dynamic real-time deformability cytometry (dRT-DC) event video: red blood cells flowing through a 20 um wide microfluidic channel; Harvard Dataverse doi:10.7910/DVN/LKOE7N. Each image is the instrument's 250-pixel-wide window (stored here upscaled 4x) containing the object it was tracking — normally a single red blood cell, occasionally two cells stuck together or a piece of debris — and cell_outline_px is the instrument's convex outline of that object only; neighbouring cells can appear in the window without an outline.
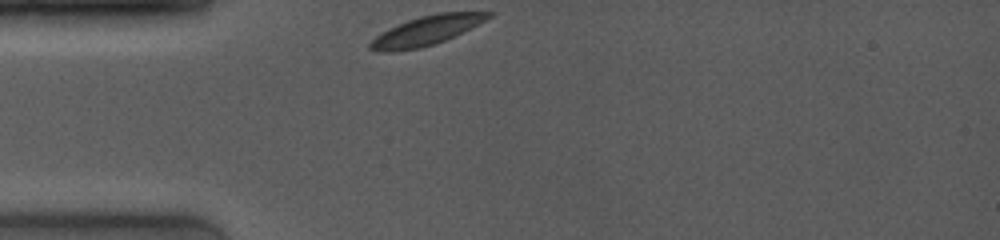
{"species": "common noctule bat (a hibernating species)", "species_latin": "Nyctalus noctula", "temperature_condition": "room temperature", "stored_images_in_passage": 40, "camera_frame_rate_fps": 4000, "um_per_image_px": 0.085, "animal": {"sex": "female", "body_mass_g": 19.0, "forearm_length_mm": 53.3}, "frame": {"image": 1, "passage_image": 1, "time_ms": 0.0, "image_size_px": [1000, 240], "cell_outline_px": [[492, 16], [444, 40], [420, 48], [392, 52], [376, 52], [368, 48], [368, 44], [376, 36], [388, 28], [408, 20], [420, 16], [436, 12], [492, 12]], "centroid_in_image_um": [36.14, 2.61], "position_along_channel_um": 48.9, "area_um2": 19.77}}
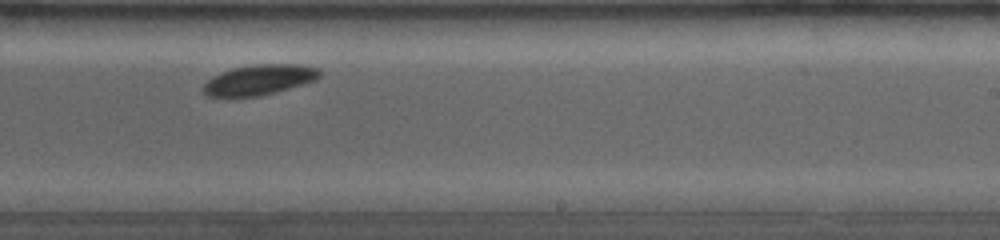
{"frame": {"image": 2, "passage_image": 25, "time_ms": 6.0, "image_size_px": [1000, 240], "cell_outline_px": [[320, 76], [316, 80], [288, 88], [256, 96], [228, 100], [208, 96], [204, 92], [204, 84], [212, 76], [232, 68], [252, 64], [300, 64], [320, 68]], "centroid_in_image_um": [21.98, 6.8], "position_along_channel_um": 267.0, "area_um2": 20.92}}
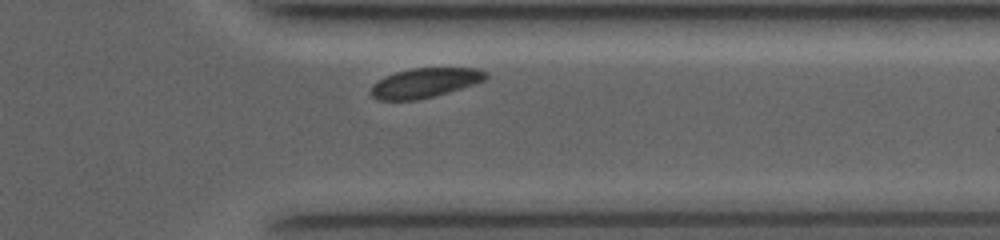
{"frame": {"image": 3, "passage_image": 36, "time_ms": 8.75, "image_size_px": [1000, 240], "cell_outline_px": [[488, 76], [484, 80], [448, 92], [416, 100], [380, 100], [372, 96], [372, 84], [396, 72], [412, 68], [476, 68], [488, 72]], "centroid_in_image_um": [36.13, 7.03], "position_along_channel_um": 375.3, "area_um2": 19.36}, "authors_computed_cell_mechanics": {"area_um2": 20.8947, "velocity_mm_per_s": 3.8819, "shape_relaxation_time_tau1_ms": 1.0816, "shape_relaxation_time_tau2_ms": null, "deformation_change_tau1": 0.036, "deformation_change_tau2": null}}